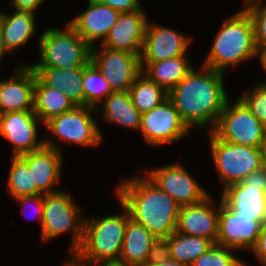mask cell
<instances>
[{
  "label": "cell",
  "mask_w": 266,
  "mask_h": 266,
  "mask_svg": "<svg viewBox=\"0 0 266 266\" xmlns=\"http://www.w3.org/2000/svg\"><path fill=\"white\" fill-rule=\"evenodd\" d=\"M225 73L203 66L194 68L168 92V98L180 114L182 121L191 126L204 127L211 124L212 131L229 99L224 90Z\"/></svg>",
  "instance_id": "obj_1"
},
{
  "label": "cell",
  "mask_w": 266,
  "mask_h": 266,
  "mask_svg": "<svg viewBox=\"0 0 266 266\" xmlns=\"http://www.w3.org/2000/svg\"><path fill=\"white\" fill-rule=\"evenodd\" d=\"M116 190L119 203L128 210L130 219L157 239L168 238L176 231L181 206L147 176L129 178Z\"/></svg>",
  "instance_id": "obj_2"
},
{
  "label": "cell",
  "mask_w": 266,
  "mask_h": 266,
  "mask_svg": "<svg viewBox=\"0 0 266 266\" xmlns=\"http://www.w3.org/2000/svg\"><path fill=\"white\" fill-rule=\"evenodd\" d=\"M257 53L253 23L243 8L225 20L203 66L224 73L228 67L250 60Z\"/></svg>",
  "instance_id": "obj_3"
},
{
  "label": "cell",
  "mask_w": 266,
  "mask_h": 266,
  "mask_svg": "<svg viewBox=\"0 0 266 266\" xmlns=\"http://www.w3.org/2000/svg\"><path fill=\"white\" fill-rule=\"evenodd\" d=\"M124 212L96 219H84L83 240L73 254L79 261L88 265L103 262H117L123 239L130 219L128 210L121 204Z\"/></svg>",
  "instance_id": "obj_4"
},
{
  "label": "cell",
  "mask_w": 266,
  "mask_h": 266,
  "mask_svg": "<svg viewBox=\"0 0 266 266\" xmlns=\"http://www.w3.org/2000/svg\"><path fill=\"white\" fill-rule=\"evenodd\" d=\"M40 61L32 68H78L91 61V46L68 23L45 29L39 37Z\"/></svg>",
  "instance_id": "obj_5"
},
{
  "label": "cell",
  "mask_w": 266,
  "mask_h": 266,
  "mask_svg": "<svg viewBox=\"0 0 266 266\" xmlns=\"http://www.w3.org/2000/svg\"><path fill=\"white\" fill-rule=\"evenodd\" d=\"M80 210L67 192L45 194L40 232L42 240L46 242L72 230L69 256L73 255L83 240L84 218L80 216Z\"/></svg>",
  "instance_id": "obj_6"
},
{
  "label": "cell",
  "mask_w": 266,
  "mask_h": 266,
  "mask_svg": "<svg viewBox=\"0 0 266 266\" xmlns=\"http://www.w3.org/2000/svg\"><path fill=\"white\" fill-rule=\"evenodd\" d=\"M211 156L220 181L228 185L241 182L250 173L262 167L259 147L239 145L220 140L209 132Z\"/></svg>",
  "instance_id": "obj_7"
},
{
  "label": "cell",
  "mask_w": 266,
  "mask_h": 266,
  "mask_svg": "<svg viewBox=\"0 0 266 266\" xmlns=\"http://www.w3.org/2000/svg\"><path fill=\"white\" fill-rule=\"evenodd\" d=\"M229 104L228 99L212 132L225 142L260 147L266 136V126L239 98L233 105Z\"/></svg>",
  "instance_id": "obj_8"
},
{
  "label": "cell",
  "mask_w": 266,
  "mask_h": 266,
  "mask_svg": "<svg viewBox=\"0 0 266 266\" xmlns=\"http://www.w3.org/2000/svg\"><path fill=\"white\" fill-rule=\"evenodd\" d=\"M221 201L240 216L266 222V168L250 173L241 182L223 188Z\"/></svg>",
  "instance_id": "obj_9"
},
{
  "label": "cell",
  "mask_w": 266,
  "mask_h": 266,
  "mask_svg": "<svg viewBox=\"0 0 266 266\" xmlns=\"http://www.w3.org/2000/svg\"><path fill=\"white\" fill-rule=\"evenodd\" d=\"M95 110L90 106H75L72 110L51 118L45 126L59 140L95 147L102 140V133L91 115Z\"/></svg>",
  "instance_id": "obj_10"
},
{
  "label": "cell",
  "mask_w": 266,
  "mask_h": 266,
  "mask_svg": "<svg viewBox=\"0 0 266 266\" xmlns=\"http://www.w3.org/2000/svg\"><path fill=\"white\" fill-rule=\"evenodd\" d=\"M139 131L146 143L157 147L181 140L189 134L190 129L167 98L151 111L142 113Z\"/></svg>",
  "instance_id": "obj_11"
},
{
  "label": "cell",
  "mask_w": 266,
  "mask_h": 266,
  "mask_svg": "<svg viewBox=\"0 0 266 266\" xmlns=\"http://www.w3.org/2000/svg\"><path fill=\"white\" fill-rule=\"evenodd\" d=\"M91 62L108 81L112 91H129L142 73L140 56L103 46L99 51L91 47Z\"/></svg>",
  "instance_id": "obj_12"
},
{
  "label": "cell",
  "mask_w": 266,
  "mask_h": 266,
  "mask_svg": "<svg viewBox=\"0 0 266 266\" xmlns=\"http://www.w3.org/2000/svg\"><path fill=\"white\" fill-rule=\"evenodd\" d=\"M146 176L181 207L198 204L209 196L207 190L179 163L150 169Z\"/></svg>",
  "instance_id": "obj_13"
},
{
  "label": "cell",
  "mask_w": 266,
  "mask_h": 266,
  "mask_svg": "<svg viewBox=\"0 0 266 266\" xmlns=\"http://www.w3.org/2000/svg\"><path fill=\"white\" fill-rule=\"evenodd\" d=\"M217 245L250 251L260 235L262 223L253 217L240 216L220 199Z\"/></svg>",
  "instance_id": "obj_14"
},
{
  "label": "cell",
  "mask_w": 266,
  "mask_h": 266,
  "mask_svg": "<svg viewBox=\"0 0 266 266\" xmlns=\"http://www.w3.org/2000/svg\"><path fill=\"white\" fill-rule=\"evenodd\" d=\"M40 121L34 111H15L0 114V136L14 146L12 156H21L44 146L37 141V124Z\"/></svg>",
  "instance_id": "obj_15"
},
{
  "label": "cell",
  "mask_w": 266,
  "mask_h": 266,
  "mask_svg": "<svg viewBox=\"0 0 266 266\" xmlns=\"http://www.w3.org/2000/svg\"><path fill=\"white\" fill-rule=\"evenodd\" d=\"M43 140L42 148L19 157L29 166L37 189L45 195L57 191L53 187L60 180L63 163L60 148L56 143L48 138Z\"/></svg>",
  "instance_id": "obj_16"
},
{
  "label": "cell",
  "mask_w": 266,
  "mask_h": 266,
  "mask_svg": "<svg viewBox=\"0 0 266 266\" xmlns=\"http://www.w3.org/2000/svg\"><path fill=\"white\" fill-rule=\"evenodd\" d=\"M191 40L172 28L148 22L140 62H156L186 55Z\"/></svg>",
  "instance_id": "obj_17"
},
{
  "label": "cell",
  "mask_w": 266,
  "mask_h": 266,
  "mask_svg": "<svg viewBox=\"0 0 266 266\" xmlns=\"http://www.w3.org/2000/svg\"><path fill=\"white\" fill-rule=\"evenodd\" d=\"M147 24L148 20L142 8L131 13H120L102 46L140 56Z\"/></svg>",
  "instance_id": "obj_18"
},
{
  "label": "cell",
  "mask_w": 266,
  "mask_h": 266,
  "mask_svg": "<svg viewBox=\"0 0 266 266\" xmlns=\"http://www.w3.org/2000/svg\"><path fill=\"white\" fill-rule=\"evenodd\" d=\"M36 73L30 65L19 66L9 80L0 81V114L34 111Z\"/></svg>",
  "instance_id": "obj_19"
},
{
  "label": "cell",
  "mask_w": 266,
  "mask_h": 266,
  "mask_svg": "<svg viewBox=\"0 0 266 266\" xmlns=\"http://www.w3.org/2000/svg\"><path fill=\"white\" fill-rule=\"evenodd\" d=\"M210 195L202 202L194 205L182 206L179 211L176 232L179 234L198 236L217 242L219 206L214 210Z\"/></svg>",
  "instance_id": "obj_20"
},
{
  "label": "cell",
  "mask_w": 266,
  "mask_h": 266,
  "mask_svg": "<svg viewBox=\"0 0 266 266\" xmlns=\"http://www.w3.org/2000/svg\"><path fill=\"white\" fill-rule=\"evenodd\" d=\"M119 12L102 3L100 0H89V6L79 16L68 23L76 32L93 47L94 41L102 39L115 24Z\"/></svg>",
  "instance_id": "obj_21"
},
{
  "label": "cell",
  "mask_w": 266,
  "mask_h": 266,
  "mask_svg": "<svg viewBox=\"0 0 266 266\" xmlns=\"http://www.w3.org/2000/svg\"><path fill=\"white\" fill-rule=\"evenodd\" d=\"M32 69L47 86L66 94L75 106H85L83 67Z\"/></svg>",
  "instance_id": "obj_22"
},
{
  "label": "cell",
  "mask_w": 266,
  "mask_h": 266,
  "mask_svg": "<svg viewBox=\"0 0 266 266\" xmlns=\"http://www.w3.org/2000/svg\"><path fill=\"white\" fill-rule=\"evenodd\" d=\"M156 239L143 225L129 219L118 262L129 266H145L151 246Z\"/></svg>",
  "instance_id": "obj_23"
},
{
  "label": "cell",
  "mask_w": 266,
  "mask_h": 266,
  "mask_svg": "<svg viewBox=\"0 0 266 266\" xmlns=\"http://www.w3.org/2000/svg\"><path fill=\"white\" fill-rule=\"evenodd\" d=\"M35 13L16 10L13 15L0 11V28L4 47L8 53L24 45L34 35Z\"/></svg>",
  "instance_id": "obj_24"
},
{
  "label": "cell",
  "mask_w": 266,
  "mask_h": 266,
  "mask_svg": "<svg viewBox=\"0 0 266 266\" xmlns=\"http://www.w3.org/2000/svg\"><path fill=\"white\" fill-rule=\"evenodd\" d=\"M142 73L167 92L173 89L193 68L187 56L156 62H141Z\"/></svg>",
  "instance_id": "obj_25"
},
{
  "label": "cell",
  "mask_w": 266,
  "mask_h": 266,
  "mask_svg": "<svg viewBox=\"0 0 266 266\" xmlns=\"http://www.w3.org/2000/svg\"><path fill=\"white\" fill-rule=\"evenodd\" d=\"M75 107L66 94L47 86L37 75L34 86V113L45 124L51 118Z\"/></svg>",
  "instance_id": "obj_26"
},
{
  "label": "cell",
  "mask_w": 266,
  "mask_h": 266,
  "mask_svg": "<svg viewBox=\"0 0 266 266\" xmlns=\"http://www.w3.org/2000/svg\"><path fill=\"white\" fill-rule=\"evenodd\" d=\"M103 103V118L110 123L140 129L141 113L134 107L129 91H113Z\"/></svg>",
  "instance_id": "obj_27"
},
{
  "label": "cell",
  "mask_w": 266,
  "mask_h": 266,
  "mask_svg": "<svg viewBox=\"0 0 266 266\" xmlns=\"http://www.w3.org/2000/svg\"><path fill=\"white\" fill-rule=\"evenodd\" d=\"M171 259L191 266L193 262L205 253L213 243L203 237L189 236L174 232L168 238Z\"/></svg>",
  "instance_id": "obj_28"
},
{
  "label": "cell",
  "mask_w": 266,
  "mask_h": 266,
  "mask_svg": "<svg viewBox=\"0 0 266 266\" xmlns=\"http://www.w3.org/2000/svg\"><path fill=\"white\" fill-rule=\"evenodd\" d=\"M134 107L142 114L151 111L168 98V92L141 73L129 88Z\"/></svg>",
  "instance_id": "obj_29"
},
{
  "label": "cell",
  "mask_w": 266,
  "mask_h": 266,
  "mask_svg": "<svg viewBox=\"0 0 266 266\" xmlns=\"http://www.w3.org/2000/svg\"><path fill=\"white\" fill-rule=\"evenodd\" d=\"M7 182L8 193L13 199L42 194L33 183L29 166L19 156H12V165Z\"/></svg>",
  "instance_id": "obj_30"
},
{
  "label": "cell",
  "mask_w": 266,
  "mask_h": 266,
  "mask_svg": "<svg viewBox=\"0 0 266 266\" xmlns=\"http://www.w3.org/2000/svg\"><path fill=\"white\" fill-rule=\"evenodd\" d=\"M83 91L85 94V106H90L97 110H101L98 105L102 102V98H106L113 92L108 81L91 61L83 67Z\"/></svg>",
  "instance_id": "obj_31"
},
{
  "label": "cell",
  "mask_w": 266,
  "mask_h": 266,
  "mask_svg": "<svg viewBox=\"0 0 266 266\" xmlns=\"http://www.w3.org/2000/svg\"><path fill=\"white\" fill-rule=\"evenodd\" d=\"M235 250L213 244L191 266H241L244 261L233 254Z\"/></svg>",
  "instance_id": "obj_32"
},
{
  "label": "cell",
  "mask_w": 266,
  "mask_h": 266,
  "mask_svg": "<svg viewBox=\"0 0 266 266\" xmlns=\"http://www.w3.org/2000/svg\"><path fill=\"white\" fill-rule=\"evenodd\" d=\"M262 0L244 4L254 27V40L257 50L266 47V5H261Z\"/></svg>",
  "instance_id": "obj_33"
},
{
  "label": "cell",
  "mask_w": 266,
  "mask_h": 266,
  "mask_svg": "<svg viewBox=\"0 0 266 266\" xmlns=\"http://www.w3.org/2000/svg\"><path fill=\"white\" fill-rule=\"evenodd\" d=\"M250 91H246L239 99L266 126V82L255 85Z\"/></svg>",
  "instance_id": "obj_34"
},
{
  "label": "cell",
  "mask_w": 266,
  "mask_h": 266,
  "mask_svg": "<svg viewBox=\"0 0 266 266\" xmlns=\"http://www.w3.org/2000/svg\"><path fill=\"white\" fill-rule=\"evenodd\" d=\"M170 259L171 253L167 238H158L151 246L145 266L160 264Z\"/></svg>",
  "instance_id": "obj_35"
},
{
  "label": "cell",
  "mask_w": 266,
  "mask_h": 266,
  "mask_svg": "<svg viewBox=\"0 0 266 266\" xmlns=\"http://www.w3.org/2000/svg\"><path fill=\"white\" fill-rule=\"evenodd\" d=\"M105 5L119 13H131L143 8L139 0H100Z\"/></svg>",
  "instance_id": "obj_36"
},
{
  "label": "cell",
  "mask_w": 266,
  "mask_h": 266,
  "mask_svg": "<svg viewBox=\"0 0 266 266\" xmlns=\"http://www.w3.org/2000/svg\"><path fill=\"white\" fill-rule=\"evenodd\" d=\"M255 257L261 262L262 266H266V222L262 224L258 240L251 250Z\"/></svg>",
  "instance_id": "obj_37"
},
{
  "label": "cell",
  "mask_w": 266,
  "mask_h": 266,
  "mask_svg": "<svg viewBox=\"0 0 266 266\" xmlns=\"http://www.w3.org/2000/svg\"><path fill=\"white\" fill-rule=\"evenodd\" d=\"M16 202H19L21 205L29 204V202H34V210L36 214L38 215V220L41 222L42 225V219H43V207H44V194H36V195H30V196H24L14 199Z\"/></svg>",
  "instance_id": "obj_38"
},
{
  "label": "cell",
  "mask_w": 266,
  "mask_h": 266,
  "mask_svg": "<svg viewBox=\"0 0 266 266\" xmlns=\"http://www.w3.org/2000/svg\"><path fill=\"white\" fill-rule=\"evenodd\" d=\"M44 0H11L15 10L35 13Z\"/></svg>",
  "instance_id": "obj_39"
},
{
  "label": "cell",
  "mask_w": 266,
  "mask_h": 266,
  "mask_svg": "<svg viewBox=\"0 0 266 266\" xmlns=\"http://www.w3.org/2000/svg\"><path fill=\"white\" fill-rule=\"evenodd\" d=\"M260 152H261V163L262 167L266 168V136L264 137V140L260 144Z\"/></svg>",
  "instance_id": "obj_40"
},
{
  "label": "cell",
  "mask_w": 266,
  "mask_h": 266,
  "mask_svg": "<svg viewBox=\"0 0 266 266\" xmlns=\"http://www.w3.org/2000/svg\"><path fill=\"white\" fill-rule=\"evenodd\" d=\"M257 55H259V59L261 62V68L263 66L264 71H266V47L263 49H259Z\"/></svg>",
  "instance_id": "obj_41"
},
{
  "label": "cell",
  "mask_w": 266,
  "mask_h": 266,
  "mask_svg": "<svg viewBox=\"0 0 266 266\" xmlns=\"http://www.w3.org/2000/svg\"><path fill=\"white\" fill-rule=\"evenodd\" d=\"M151 266H187V265L179 263L176 260L170 259V260L162 262L160 264H154V265H151Z\"/></svg>",
  "instance_id": "obj_42"
},
{
  "label": "cell",
  "mask_w": 266,
  "mask_h": 266,
  "mask_svg": "<svg viewBox=\"0 0 266 266\" xmlns=\"http://www.w3.org/2000/svg\"><path fill=\"white\" fill-rule=\"evenodd\" d=\"M5 54H9V53L7 52V50L4 47V43H3V39H2V33H1V28H0V62L2 60L3 55H5Z\"/></svg>",
  "instance_id": "obj_43"
},
{
  "label": "cell",
  "mask_w": 266,
  "mask_h": 266,
  "mask_svg": "<svg viewBox=\"0 0 266 266\" xmlns=\"http://www.w3.org/2000/svg\"><path fill=\"white\" fill-rule=\"evenodd\" d=\"M93 266H129V265L117 261V262H103Z\"/></svg>",
  "instance_id": "obj_44"
},
{
  "label": "cell",
  "mask_w": 266,
  "mask_h": 266,
  "mask_svg": "<svg viewBox=\"0 0 266 266\" xmlns=\"http://www.w3.org/2000/svg\"><path fill=\"white\" fill-rule=\"evenodd\" d=\"M71 266H91L79 261L74 255H71Z\"/></svg>",
  "instance_id": "obj_45"
},
{
  "label": "cell",
  "mask_w": 266,
  "mask_h": 266,
  "mask_svg": "<svg viewBox=\"0 0 266 266\" xmlns=\"http://www.w3.org/2000/svg\"><path fill=\"white\" fill-rule=\"evenodd\" d=\"M254 1H257V0H245L244 4L251 3V2H254Z\"/></svg>",
  "instance_id": "obj_46"
},
{
  "label": "cell",
  "mask_w": 266,
  "mask_h": 266,
  "mask_svg": "<svg viewBox=\"0 0 266 266\" xmlns=\"http://www.w3.org/2000/svg\"><path fill=\"white\" fill-rule=\"evenodd\" d=\"M63 266H71V258H70V262L67 261V262L65 263V265H63Z\"/></svg>",
  "instance_id": "obj_47"
}]
</instances>
